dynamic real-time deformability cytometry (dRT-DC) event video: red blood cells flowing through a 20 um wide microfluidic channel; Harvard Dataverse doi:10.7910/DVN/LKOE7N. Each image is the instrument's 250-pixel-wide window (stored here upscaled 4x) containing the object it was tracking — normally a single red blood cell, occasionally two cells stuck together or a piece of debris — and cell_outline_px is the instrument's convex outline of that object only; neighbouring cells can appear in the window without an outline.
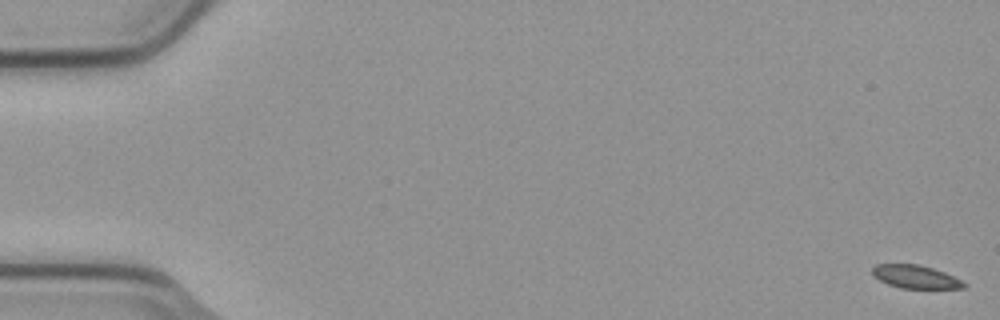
{"species": "common noctule bat (a hibernating species)", "species_latin": "Nyctalus noctula", "temperature_condition": "cold", "stored_images_in_passage": 57, "segment_of_instrument_passage": [1, 2], "camera_frame_rate_fps": 3000, "um_per_image_px": 0.085, "animal": {"sex": "male", "body_mass_g": 23.1, "forearm_length_mm": 52.7}, "frame": {"image": 1, "passage_image": 1, "time_ms": 0.0, "image_size_px": [1000, 320], "cell_outline_px": [[968, 284], [964, 288], [900, 288], [888, 284], [872, 276], [872, 268], [876, 264], [920, 264], [944, 272]], "centroid_in_image_um": [77.79, 23.52], "position_along_channel_um": 7.2, "area_um2": 12.31}}
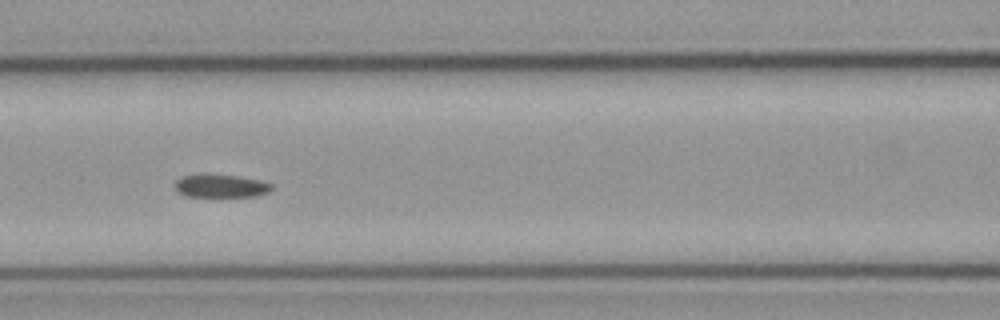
{"frame": {"image": 2, "passage_image": 25, "time_ms": 8.0, "image_size_px": [1000, 320], "cell_outline_px": [[272, 188], [268, 192], [256, 196], [188, 196], [180, 192], [172, 184], [176, 180], [184, 176], [200, 172], [236, 176], [260, 180], [272, 184]], "centroid_in_image_um": [18.73, 15.77], "position_along_channel_um": 147.9, "area_um2": 13.12}}
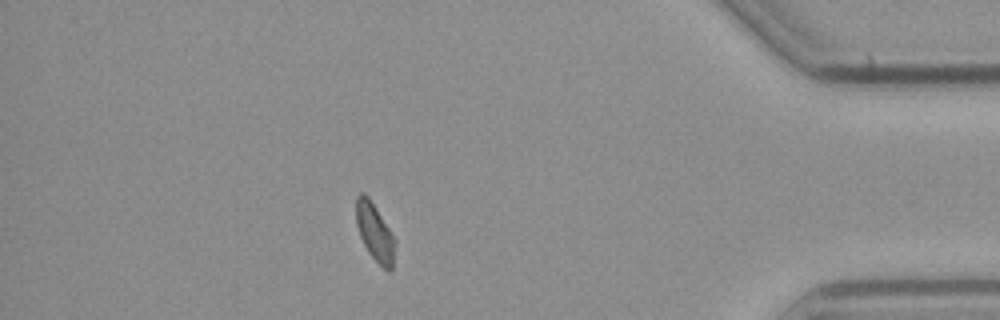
{"frame": {"image": 3, "passage_image": 49, "time_ms": 16.0, "image_size_px": [1000, 320], "cell_outline_px": [[396, 244], [392, 268], [388, 272], [368, 252], [360, 236], [356, 224], [356, 196], [360, 192], [364, 192], [368, 196], [396, 240]], "centroid_in_image_um": [31.85, 19.73], "position_along_channel_um": 403.3, "area_um2": 12.95}}